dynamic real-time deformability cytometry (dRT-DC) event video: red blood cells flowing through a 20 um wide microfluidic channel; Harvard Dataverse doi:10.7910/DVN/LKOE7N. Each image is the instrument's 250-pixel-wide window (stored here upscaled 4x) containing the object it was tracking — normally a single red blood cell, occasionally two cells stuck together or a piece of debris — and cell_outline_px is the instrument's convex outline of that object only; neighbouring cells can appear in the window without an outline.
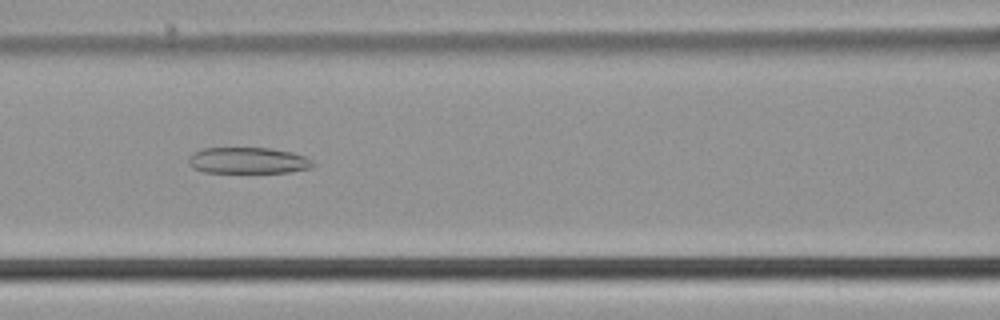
{"species": "common noctule bat (a hibernating species)", "species_latin": "Nyctalus noctula", "temperature_condition": "cold", "stored_images_in_passage": 55, "camera_frame_rate_fps": 3000, "um_per_image_px": 0.085, "animal": {"sex": "male", "body_mass_g": 21.5, "forearm_length_mm": 52.0}, "frame": {"image": 1, "passage_image": 25, "time_ms": 8.0, "image_size_px": [1000, 320], "cell_outline_px": [[316, 164], [312, 168], [288, 172], [204, 172], [192, 168], [188, 164], [188, 156], [204, 148], [272, 148], [292, 152], [304, 156], [312, 160]], "centroid_in_image_um": [21.1, 13.64], "position_along_channel_um": 145.5, "area_um2": 19.07}}
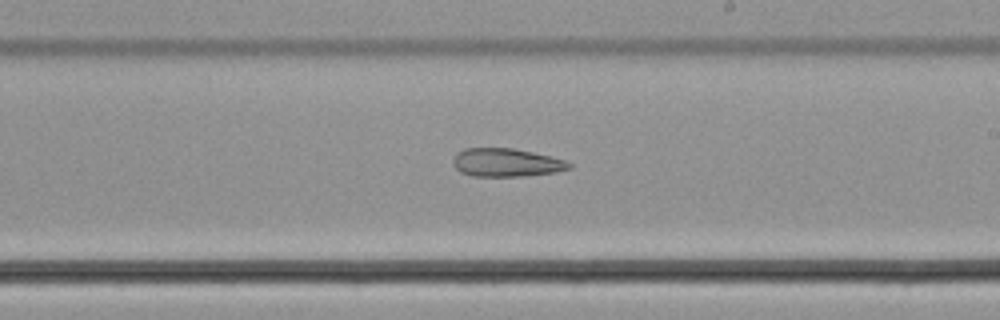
{"frame": {"image": 2, "passage_image": 33, "time_ms": 10.667, "image_size_px": [1000, 320], "cell_outline_px": [[572, 168], [556, 172], [520, 176], [472, 176], [460, 172], [452, 164], [452, 160], [456, 152], [464, 148], [512, 148], [532, 152], [564, 160], [572, 164]], "centroid_in_image_um": [42.99, 13.81], "position_along_channel_um": 246.0, "area_um2": 19.13}}
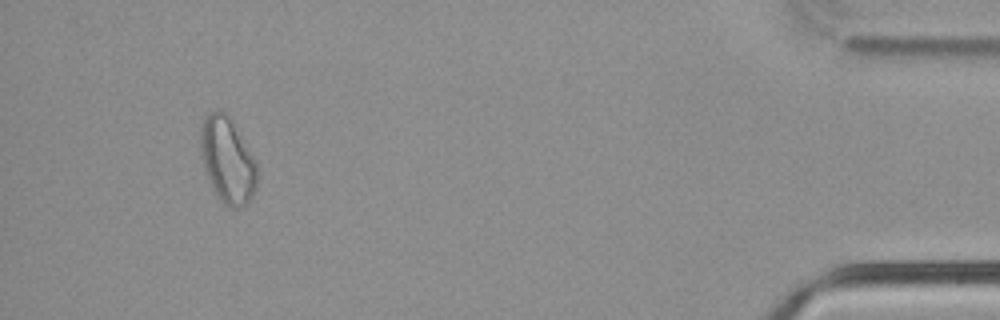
{"frame": {"image": 3, "passage_image": 52, "time_ms": 17.0, "image_size_px": [1000, 320], "cell_outline_px": [[260, 172], [256, 188], [252, 196], [244, 204], [236, 208], [232, 208], [224, 204], [216, 192], [204, 168], [200, 148], [200, 128], [208, 112], [224, 112], [232, 120], [256, 160]], "centroid_in_image_um": [19.37, 13.61], "position_along_channel_um": 415.8, "area_um2": 28.09}}